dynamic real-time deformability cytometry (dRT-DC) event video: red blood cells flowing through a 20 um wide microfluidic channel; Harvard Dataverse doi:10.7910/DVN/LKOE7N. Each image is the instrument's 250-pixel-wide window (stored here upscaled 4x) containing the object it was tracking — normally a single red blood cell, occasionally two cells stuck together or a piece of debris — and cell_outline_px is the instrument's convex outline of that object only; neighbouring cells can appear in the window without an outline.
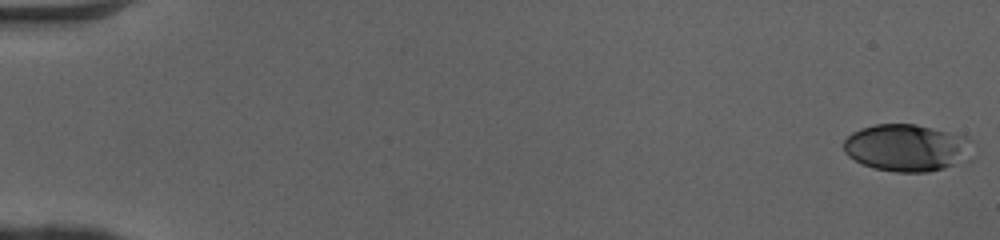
{"species": "human", "species_latin": "Homo sapiens", "temperature_condition": "cold", "stored_images_in_passage": 51, "camera_frame_rate_fps": 3000, "um_per_image_px": 0.085, "donor": {"sex": "female"}, "frame": {"image": 1, "passage_image": 1, "time_ms": 0.0, "image_size_px": [1000, 240], "cell_outline_px": [[976, 156], [972, 160], [944, 168], [928, 172], [896, 172], [872, 168], [848, 156], [844, 152], [844, 140], [852, 132], [860, 128], [876, 124], [916, 124], [968, 136], [972, 140]], "centroid_in_image_um": [77.19, 12.56], "position_along_channel_um": 7.8, "area_um2": 36.3}}
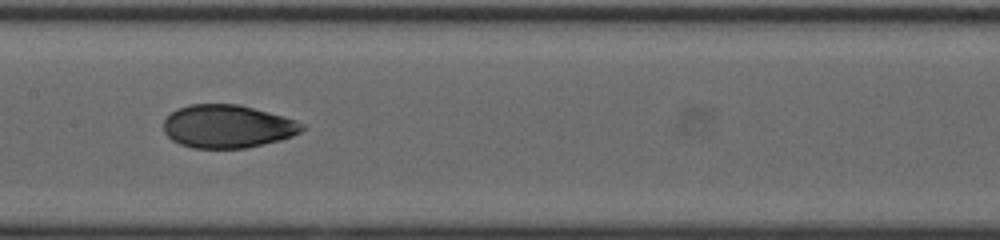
{"frame": {"image": 2, "passage_image": 27, "time_ms": 8.667, "image_size_px": [1000, 240], "cell_outline_px": [[308, 128], [292, 136], [280, 140], [244, 148], [192, 148], [180, 144], [172, 140], [164, 132], [164, 120], [176, 108], [188, 104], [240, 104], [296, 120], [304, 124]], "centroid_in_image_um": [19.34, 10.74], "position_along_channel_um": 188.1, "area_um2": 34.85}}
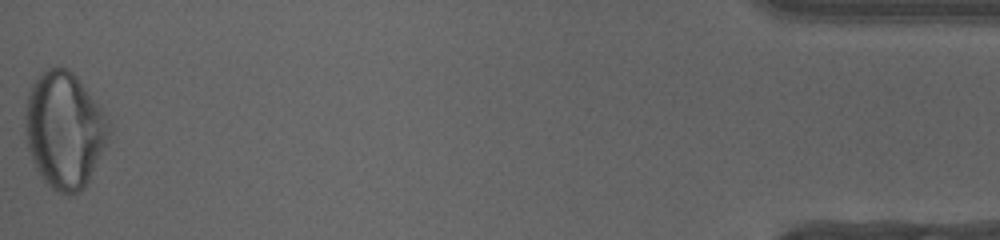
{"frame": {"image": 3, "passage_image": 51, "time_ms": 16.667, "image_size_px": [1000, 240], "cell_outline_px": [[108, 136], [88, 180], [84, 188], [80, 192], [68, 196], [56, 192], [40, 176], [32, 160], [28, 148], [24, 128], [24, 116], [28, 92], [32, 84], [48, 68], [68, 68], [76, 76], [100, 108], [108, 120]], "centroid_in_image_um": [5.42, 11.08], "position_along_channel_um": 429.8, "area_um2": 55.83}, "authors_computed_cell_mechanics": {"area_um2": 35.0268, "velocity_mm_per_s": 4.1066, "shape_relaxation_time_tau1_ms": 6.5255, "shape_relaxation_time_tau2_ms": 1.1749, "deformation_change_tau1": 0.1985, "deformation_change_tau2": 0.0565}}